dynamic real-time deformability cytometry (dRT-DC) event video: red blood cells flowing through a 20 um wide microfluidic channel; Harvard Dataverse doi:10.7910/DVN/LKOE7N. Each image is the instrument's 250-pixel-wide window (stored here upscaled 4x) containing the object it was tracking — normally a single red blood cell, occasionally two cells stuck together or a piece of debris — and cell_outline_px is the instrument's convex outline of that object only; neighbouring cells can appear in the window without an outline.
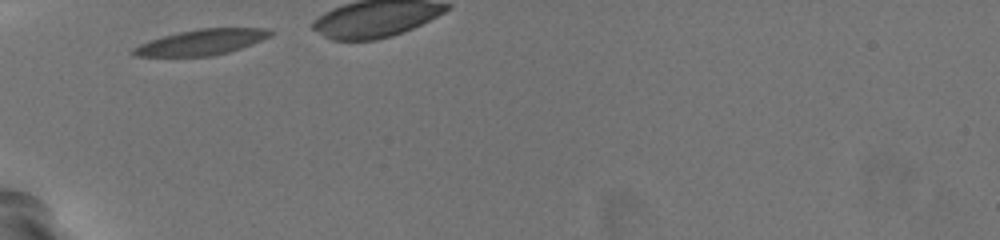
{"species": "common noctule bat (a hibernating species)", "species_latin": "Nyctalus noctula", "temperature_condition": "warm", "stored_images_in_passage": 13, "camera_frame_rate_fps": 3000, "um_per_image_px": 0.085, "animal": {"sex": "female", "body_mass_g": 19.5, "forearm_length_mm": 54.1}, "frame": {"image": 1, "passage_image": 1, "time_ms": 0.0, "image_size_px": [1000, 240], "cell_outline_px": [[272, 32], [268, 36], [252, 44], [228, 52], [212, 56], [132, 56], [132, 48], [140, 44], [164, 36], [180, 32], [200, 28], [264, 28]], "centroid_in_image_um": [17.09, 3.59], "position_along_channel_um": 67.9, "area_um2": 20.0}}
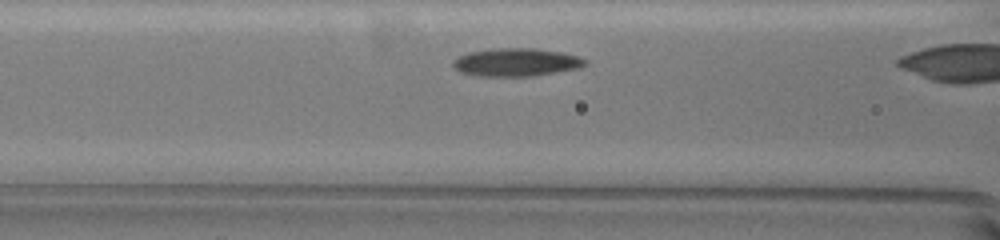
{"frame": {"image": 2, "passage_image": 6, "time_ms": 1.667, "image_size_px": [1000, 240], "cell_outline_px": [[588, 60], [584, 64], [576, 68], [556, 72], [532, 76], [472, 76], [460, 72], [452, 64], [452, 60], [456, 56], [468, 52], [492, 48], [536, 48], [560, 52], [580, 56]], "centroid_in_image_um": [43.81, 5.28], "position_along_channel_um": 122.8, "area_um2": 21.73}}